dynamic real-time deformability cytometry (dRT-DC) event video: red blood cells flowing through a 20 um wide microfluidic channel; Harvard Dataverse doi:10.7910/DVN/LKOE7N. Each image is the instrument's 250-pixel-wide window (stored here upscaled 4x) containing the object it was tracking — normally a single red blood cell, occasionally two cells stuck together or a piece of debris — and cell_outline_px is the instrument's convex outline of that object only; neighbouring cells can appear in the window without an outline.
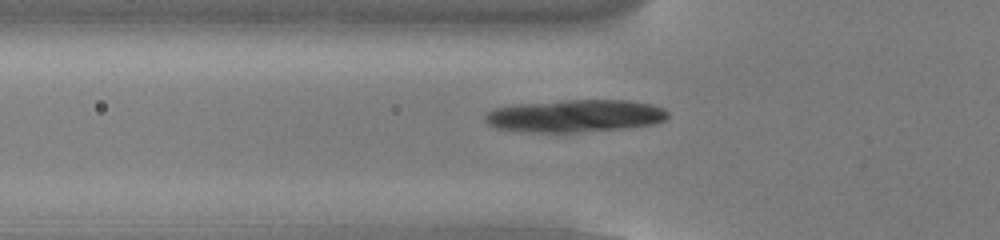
{"species": "common noctule bat (a hibernating species)", "species_latin": "Nyctalus noctula", "temperature_condition": "cold", "stored_images_in_passage": 45, "camera_frame_rate_fps": 3000, "um_per_image_px": 0.085, "animal": {"sex": "male", "body_mass_g": 13.0, "forearm_length_mm": 53.1}, "frame": {"image": 1, "passage_image": 10, "time_ms": 3.0, "image_size_px": [1000, 240], "cell_outline_px": [[668, 116], [664, 120], [652, 124], [620, 128], [580, 132], [520, 132], [496, 128], [488, 124], [484, 120], [484, 116], [492, 108], [516, 104], [568, 100], [628, 100], [652, 104], [664, 108], [668, 112]], "centroid_in_image_um": [48.83, 9.85], "position_along_channel_um": 77.0, "area_um2": 34.68}}
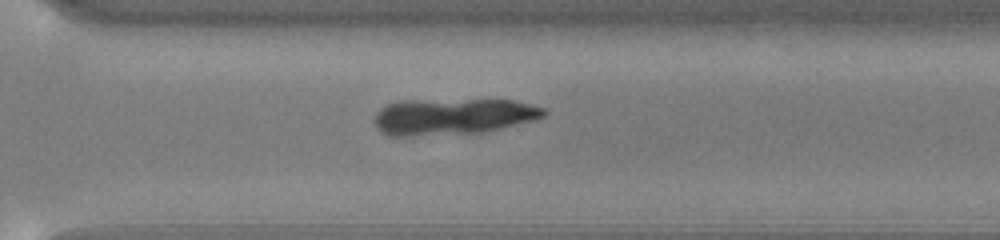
{"frame": {"image": 2, "passage_image": 30, "time_ms": 9.667, "image_size_px": [1000, 240], "cell_outline_px": [[548, 112], [544, 116], [500, 128], [480, 132], [412, 136], [388, 136], [380, 132], [376, 128], [376, 112], [380, 108], [388, 104], [404, 100], [512, 100], [532, 104], [544, 108]], "centroid_in_image_um": [38.44, 9.9], "position_along_channel_um": 332.2, "area_um2": 35.55}}
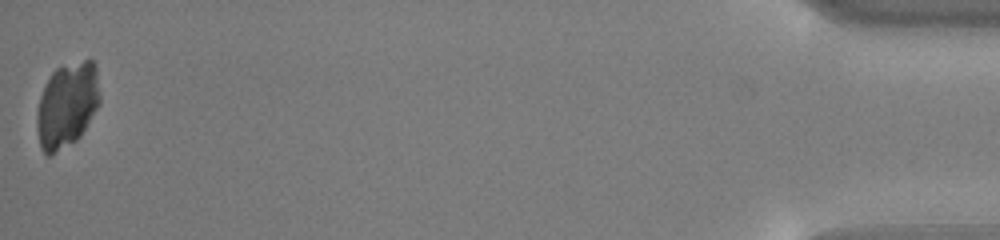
{"frame": {"image": 3, "passage_image": 45, "time_ms": 14.667, "image_size_px": [1000, 240], "cell_outline_px": [[100, 100], [96, 108], [80, 136], [76, 140], [48, 156], [40, 148], [36, 128], [36, 116], [40, 96], [52, 72], [56, 68], [84, 60], [92, 60], [96, 64], [100, 96]], "centroid_in_image_um": [5.69, 8.93], "position_along_channel_um": 429.5, "area_um2": 30.92}}